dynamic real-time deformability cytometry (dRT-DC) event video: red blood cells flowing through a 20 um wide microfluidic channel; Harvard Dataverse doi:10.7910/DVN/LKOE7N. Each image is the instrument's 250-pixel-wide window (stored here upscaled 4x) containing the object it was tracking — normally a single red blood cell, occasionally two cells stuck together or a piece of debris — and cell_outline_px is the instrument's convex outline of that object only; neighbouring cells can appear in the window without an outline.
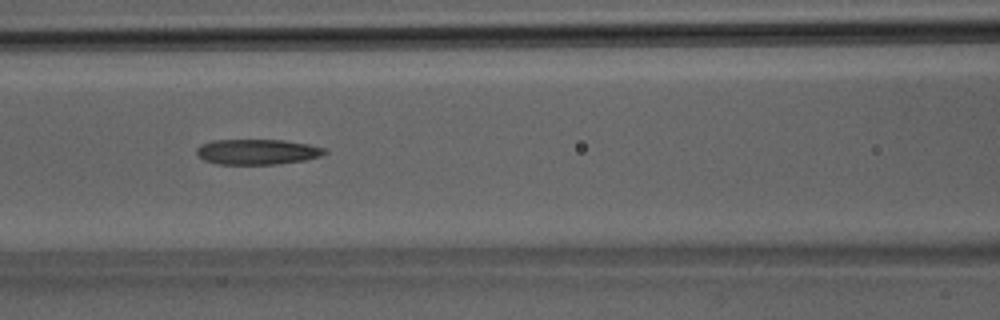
{"species": "Egyptian fruit bat (a non-hibernating species)", "species_latin": "Rousettus aegyptiacus", "temperature_condition": "room temperature", "stored_images_in_passage": 37, "camera_frame_rate_fps": 3000, "um_per_image_px": 0.085, "animal": {"sex": "male"}, "frame": {"image": 1, "passage_image": 16, "time_ms": 5.0, "image_size_px": [1000, 320], "cell_outline_px": [[328, 152], [320, 156], [304, 160], [276, 164], [216, 164], [204, 160], [196, 152], [196, 148], [200, 144], [212, 140], [284, 140], [308, 144], [324, 148]], "centroid_in_image_um": [21.84, 12.9], "position_along_channel_um": 144.8, "area_um2": 18.9}}
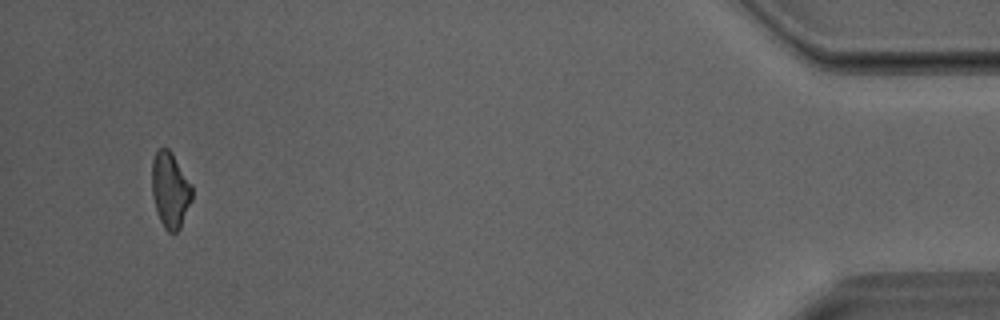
{"frame": {"image": 2, "passage_image": 36, "time_ms": 11.667, "image_size_px": [1000, 320], "cell_outline_px": [[192, 200], [180, 228], [176, 232], [168, 232], [164, 228], [156, 212], [152, 196], [152, 160], [156, 152], [160, 148], [168, 148], [172, 152], [192, 184]], "centroid_in_image_um": [14.47, 16.15], "position_along_channel_um": 420.7, "area_um2": 17.86}}